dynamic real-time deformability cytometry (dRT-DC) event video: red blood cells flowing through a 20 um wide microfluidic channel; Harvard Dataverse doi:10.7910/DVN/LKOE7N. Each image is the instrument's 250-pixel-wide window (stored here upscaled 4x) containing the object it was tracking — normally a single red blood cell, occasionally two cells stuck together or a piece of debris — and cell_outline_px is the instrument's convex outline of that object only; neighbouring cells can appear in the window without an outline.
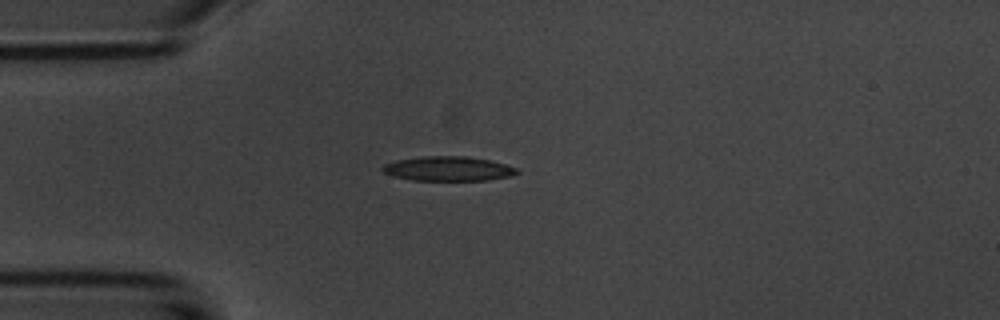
{"species": "common noctule bat (a hibernating species)", "species_latin": "Nyctalus noctula", "temperature_condition": "room temperature", "stored_images_in_passage": 3, "camera_frame_rate_fps": 3000, "um_per_image_px": 0.085, "animal": {"sex": "male", "body_mass_g": 20.1, "forearm_length_mm": 53.5}, "frame": {"image": 1, "passage_image": 3, "time_ms": 2.333, "image_size_px": [1000, 320], "cell_outline_px": [[520, 172], [512, 176], [488, 180], [412, 180], [392, 176], [384, 172], [380, 168], [384, 164], [396, 160], [424, 156], [464, 156], [488, 160], [504, 164], [516, 168]], "centroid_in_image_um": [38.08, 14.34], "position_along_channel_um": 46.9, "area_um2": 19.13}}